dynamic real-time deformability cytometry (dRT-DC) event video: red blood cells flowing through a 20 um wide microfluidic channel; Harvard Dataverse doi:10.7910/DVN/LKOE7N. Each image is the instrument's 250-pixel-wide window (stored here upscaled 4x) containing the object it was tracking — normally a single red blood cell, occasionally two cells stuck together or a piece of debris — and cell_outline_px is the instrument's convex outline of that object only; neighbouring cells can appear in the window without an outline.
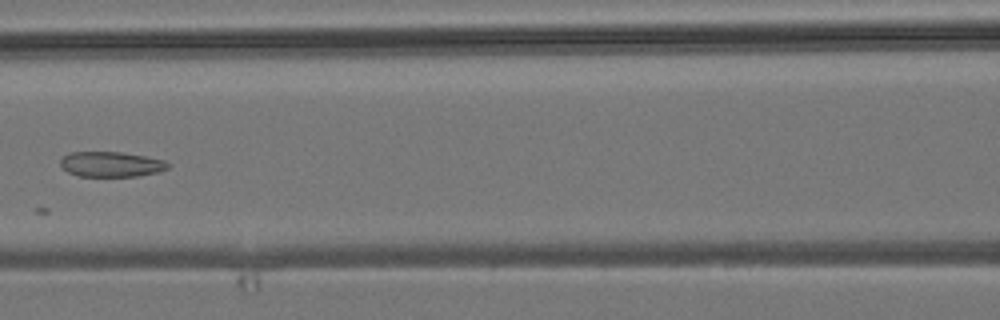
{"species": "common noctule bat (a hibernating species)", "species_latin": "Nyctalus noctula", "temperature_condition": "room temperature", "stored_images_in_passage": 8, "camera_frame_rate_fps": 3000, "um_per_image_px": 0.085, "animal": {"sex": "male", "body_mass_g": 19.2, "forearm_length_mm": 51.8}, "frame": {"image": 1, "passage_image": 8, "time_ms": 8.333, "image_size_px": [1000, 320], "cell_outline_px": [[168, 168], [160, 172], [136, 176], [80, 176], [68, 172], [60, 164], [60, 160], [64, 156], [72, 152], [120, 152], [144, 156], [164, 160], [168, 164]], "centroid_in_image_um": [9.45, 13.96], "position_along_channel_um": 157.1, "area_um2": 15.61}}